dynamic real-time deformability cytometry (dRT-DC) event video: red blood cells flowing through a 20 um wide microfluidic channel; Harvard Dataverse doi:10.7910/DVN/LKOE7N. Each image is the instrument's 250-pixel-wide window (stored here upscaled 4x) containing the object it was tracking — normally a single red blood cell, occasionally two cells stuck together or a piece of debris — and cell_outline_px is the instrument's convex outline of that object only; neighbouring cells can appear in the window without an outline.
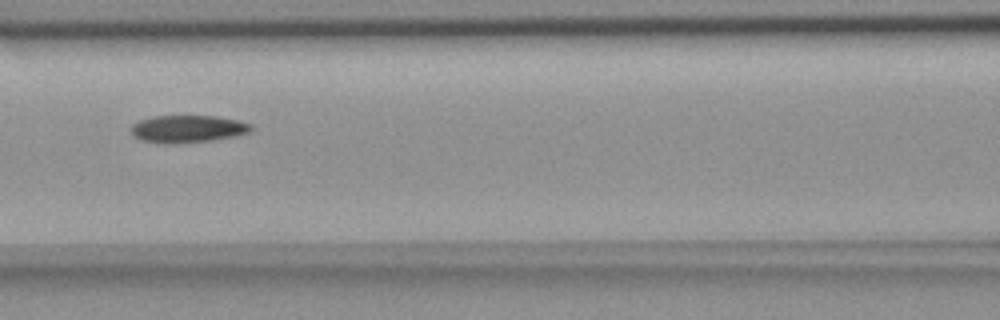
{"species": "common noctule bat (a hibernating species)", "species_latin": "Nyctalus noctula", "temperature_condition": "room temperature", "stored_images_in_passage": 8, "camera_frame_rate_fps": 3000, "um_per_image_px": 0.085, "animal": {"sex": "female", "body_mass_g": 18.4}, "frame": {"image": 1, "passage_image": 7, "time_ms": 7.0, "image_size_px": [1000, 320], "cell_outline_px": [[252, 128], [248, 132], [236, 136], [212, 140], [168, 144], [164, 144], [140, 140], [132, 136], [132, 124], [140, 120], [156, 116], [216, 116], [236, 120], [252, 124]], "centroid_in_image_um": [15.93, 10.96], "position_along_channel_um": 150.7, "area_um2": 19.07}}
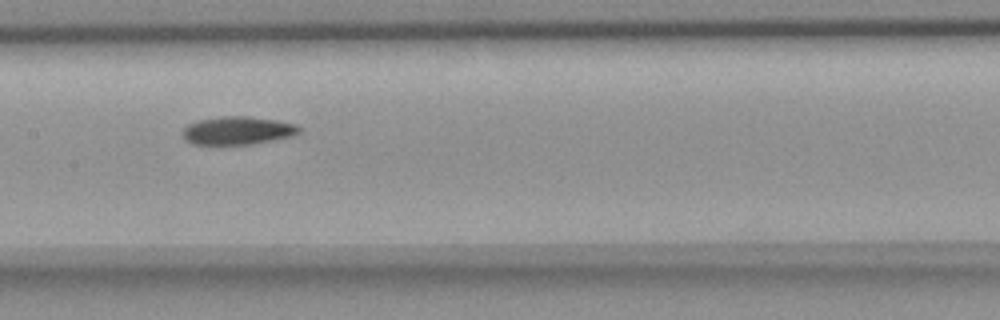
{"frame": {"image": 2, "passage_image": 8, "time_ms": 8.0, "image_size_px": [1000, 320], "cell_outline_px": [[300, 132], [292, 136], [252, 144], [192, 144], [184, 140], [180, 132], [188, 124], [196, 120], [220, 116], [248, 116], [276, 120], [296, 124], [300, 128]], "centroid_in_image_um": [20.15, 11.09], "position_along_channel_um": 187.3, "area_um2": 19.25}}